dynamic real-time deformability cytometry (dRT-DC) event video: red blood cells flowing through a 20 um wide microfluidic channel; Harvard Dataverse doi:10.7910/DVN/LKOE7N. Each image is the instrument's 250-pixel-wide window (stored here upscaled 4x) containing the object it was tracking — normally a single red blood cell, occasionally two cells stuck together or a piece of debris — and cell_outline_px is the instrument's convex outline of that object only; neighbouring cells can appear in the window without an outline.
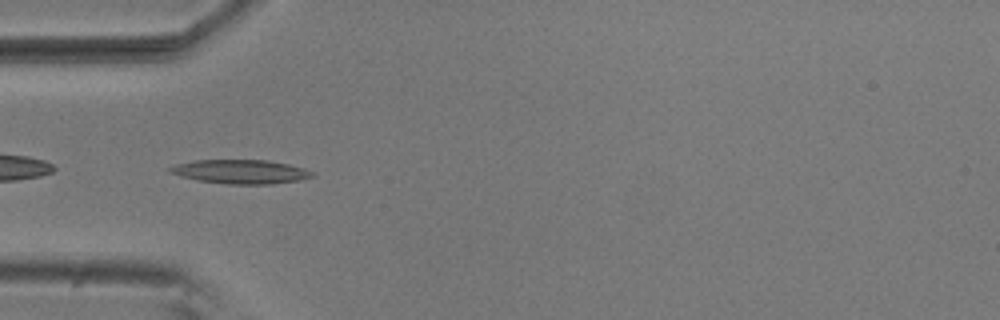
{"species": "common noctule bat (a hibernating species)", "species_latin": "Nyctalus noctula", "temperature_condition": "room temperature", "stored_images_in_passage": 52, "camera_frame_rate_fps": 3000, "um_per_image_px": 0.085, "animal": {"sex": "male", "body_mass_g": 20.5, "forearm_length_mm": 52.5}, "frame": {"image": 1, "passage_image": 15, "time_ms": 4.667, "image_size_px": [1000, 320], "cell_outline_px": [[316, 172], [312, 176], [300, 180], [272, 184], [228, 184], [196, 180], [180, 176], [168, 172], [168, 168], [176, 164], [196, 160], [268, 160], [288, 164], [304, 168]], "centroid_in_image_um": [20.45, 14.59], "position_along_channel_um": 64.5, "area_um2": 19.94}}
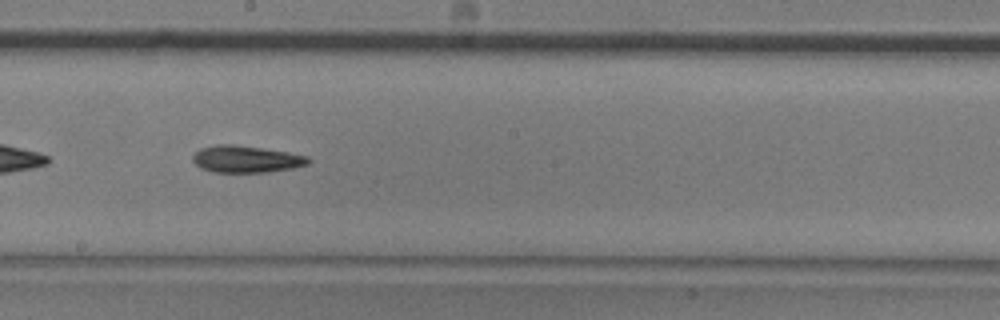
{"frame": {"image": 2, "passage_image": 28, "time_ms": 9.0, "image_size_px": [1000, 320], "cell_outline_px": [[312, 160], [308, 164], [292, 168], [268, 172], [212, 172], [200, 168], [192, 160], [192, 156], [200, 148], [216, 144], [232, 144], [288, 152], [308, 156]], "centroid_in_image_um": [20.91, 13.52], "position_along_channel_um": 227.3, "area_um2": 18.15}}
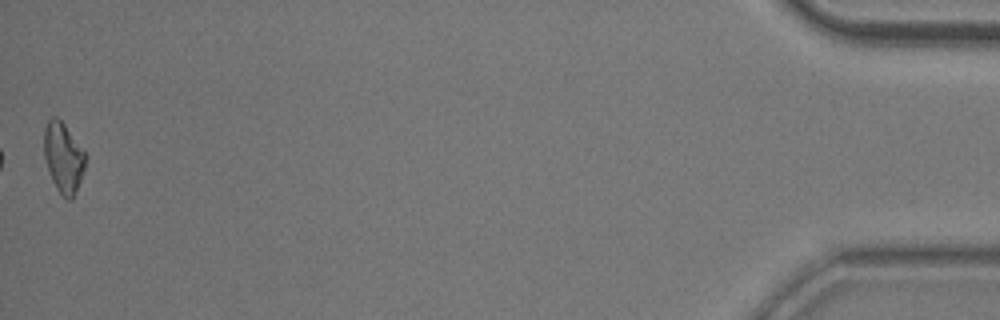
{"frame": {"image": 3, "passage_image": 52, "time_ms": 17.0, "image_size_px": [1000, 320], "cell_outline_px": [[88, 156], [80, 180], [72, 200], [68, 200], [56, 188], [52, 180], [44, 156], [44, 128], [48, 120], [52, 116], [56, 116], [64, 124]], "centroid_in_image_um": [5.39, 13.37], "position_along_channel_um": 429.8, "area_um2": 16.76}}